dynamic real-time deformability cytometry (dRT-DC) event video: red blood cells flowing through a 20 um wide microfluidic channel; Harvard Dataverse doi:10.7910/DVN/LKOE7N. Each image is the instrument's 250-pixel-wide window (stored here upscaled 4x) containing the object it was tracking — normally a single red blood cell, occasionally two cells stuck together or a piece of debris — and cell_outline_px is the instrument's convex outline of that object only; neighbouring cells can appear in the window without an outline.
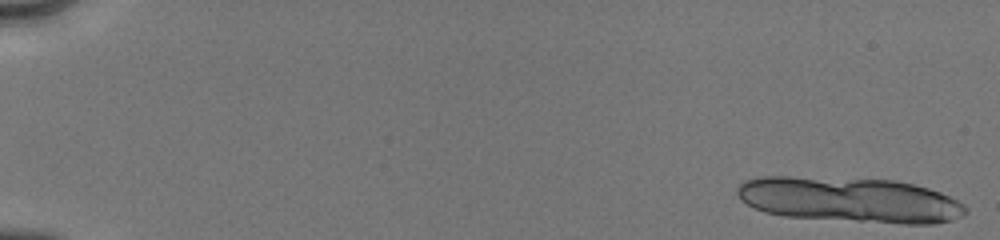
{"species": "human", "species_latin": "Homo sapiens", "temperature_condition": "cold", "stored_images_in_passage": 10, "camera_frame_rate_fps": 3000, "um_per_image_px": 0.085, "donor": {"sex": "male"}, "frame": {"image": 1, "passage_image": 1, "time_ms": 0.0, "image_size_px": [1000, 240], "cell_outline_px": [[968, 212], [964, 216], [952, 220], [936, 224], [904, 224], [784, 216], [764, 212], [752, 208], [740, 200], [736, 192], [736, 188], [744, 180], [764, 176], [788, 176], [896, 180], [928, 188], [940, 192], [964, 204], [968, 208]], "centroid_in_image_um": [72.22, 16.98], "position_along_channel_um": 12.8, "area_um2": 60.69}}